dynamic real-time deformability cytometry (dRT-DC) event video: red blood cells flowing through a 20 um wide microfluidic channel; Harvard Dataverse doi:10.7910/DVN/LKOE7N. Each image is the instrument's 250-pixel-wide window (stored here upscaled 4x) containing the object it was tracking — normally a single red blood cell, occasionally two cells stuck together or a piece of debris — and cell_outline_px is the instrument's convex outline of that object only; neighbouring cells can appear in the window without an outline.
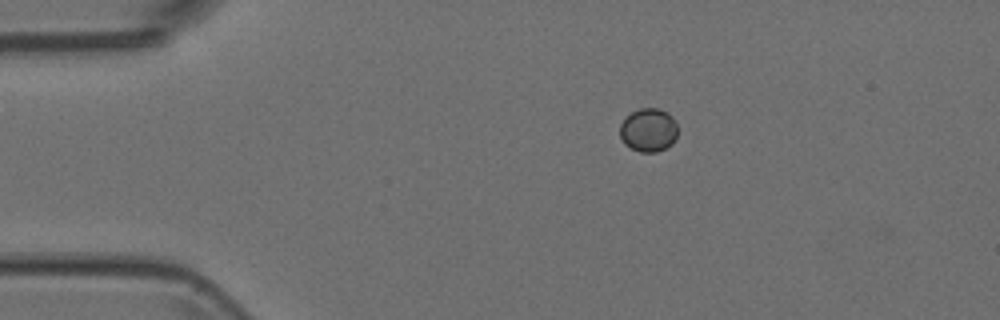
{"species": "Egyptian fruit bat (a non-hibernating species)", "species_latin": "Rousettus aegyptiacus", "temperature_condition": "room temperature", "stored_images_in_passage": 7, "camera_frame_rate_fps": 3000, "um_per_image_px": 0.085, "animal": {"sex": "female"}, "frame": {"image": 1, "passage_image": 2, "time_ms": 0.333, "image_size_px": [1000, 320], "cell_outline_px": [[676, 136], [672, 144], [656, 152], [640, 152], [624, 144], [620, 136], [620, 124], [624, 116], [640, 108], [660, 108], [668, 112], [676, 120]], "centroid_in_image_um": [55.1, 11.03], "position_along_channel_um": 29.9, "area_um2": 14.8}}
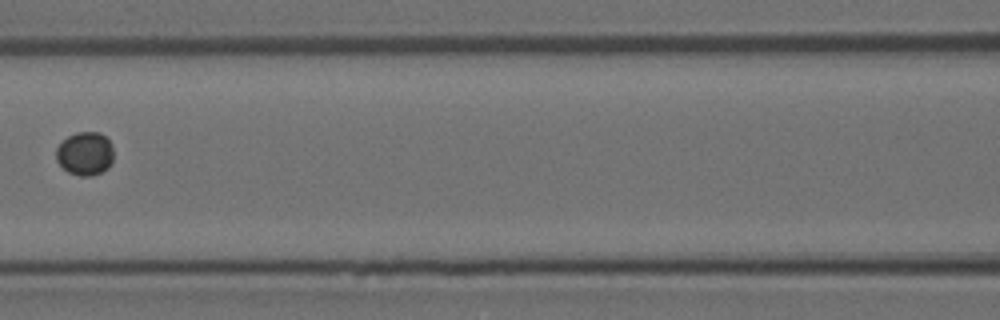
{"frame": {"image": 2, "passage_image": 6, "time_ms": 1.667, "image_size_px": [1000, 320], "cell_outline_px": [[112, 160], [108, 168], [92, 176], [80, 176], [68, 172], [56, 160], [56, 148], [68, 136], [76, 132], [100, 132], [112, 144]], "centroid_in_image_um": [7.22, 13.05], "position_along_channel_um": 159.4, "area_um2": 14.45}}
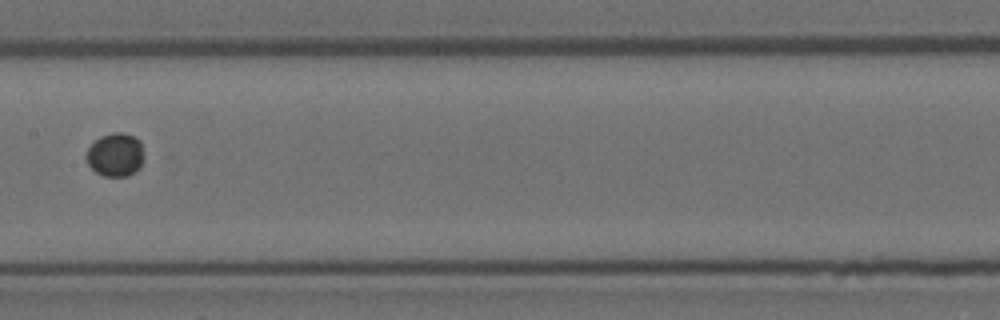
{"frame": {"image": 3, "passage_image": 7, "time_ms": 2.0, "image_size_px": [1000, 320], "cell_outline_px": [[144, 156], [140, 164], [128, 176], [104, 176], [96, 172], [88, 164], [84, 156], [88, 148], [100, 136], [112, 132], [120, 132], [132, 136], [140, 140]], "centroid_in_image_um": [9.77, 13.14], "position_along_channel_um": 197.6, "area_um2": 14.45}}